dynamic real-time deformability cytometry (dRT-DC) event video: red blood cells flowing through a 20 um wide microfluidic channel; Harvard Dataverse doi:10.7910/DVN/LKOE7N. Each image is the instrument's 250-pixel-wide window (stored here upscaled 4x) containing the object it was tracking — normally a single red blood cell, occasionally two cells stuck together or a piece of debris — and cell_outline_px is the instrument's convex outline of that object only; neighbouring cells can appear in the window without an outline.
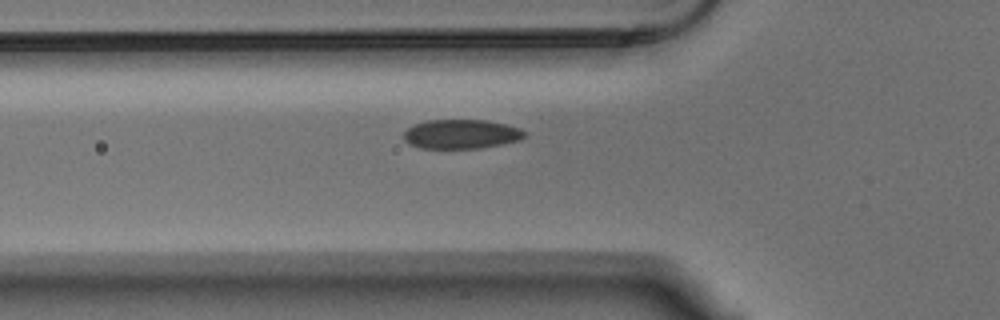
{"species": "Egyptian fruit bat (a non-hibernating species)", "species_latin": "Rousettus aegyptiacus", "temperature_condition": "warm", "stored_images_in_passage": 38, "camera_frame_rate_fps": 3000, "um_per_image_px": 0.085, "animal": {"sex": "male"}, "frame": {"image": 1, "passage_image": 2, "time_ms": 0.333, "image_size_px": [1000, 320], "cell_outline_px": [[528, 136], [520, 140], [480, 148], [420, 148], [408, 144], [404, 140], [404, 132], [408, 128], [416, 124], [428, 120], [484, 120], [504, 124], [520, 128]], "centroid_in_image_um": [39.2, 11.4], "position_along_channel_um": 86.6, "area_um2": 20.52}}
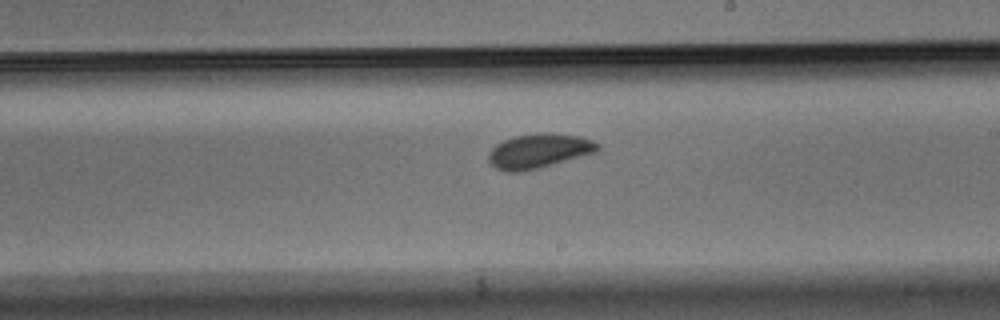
{"frame": {"image": 2, "passage_image": 15, "time_ms": 4.667, "image_size_px": [1000, 320], "cell_outline_px": [[600, 148], [596, 152], [552, 164], [536, 168], [516, 172], [508, 172], [496, 168], [488, 160], [488, 152], [496, 144], [504, 140], [516, 136], [580, 136], [592, 140], [600, 144]], "centroid_in_image_um": [45.77, 12.88], "position_along_channel_um": 243.2, "area_um2": 20.69}}
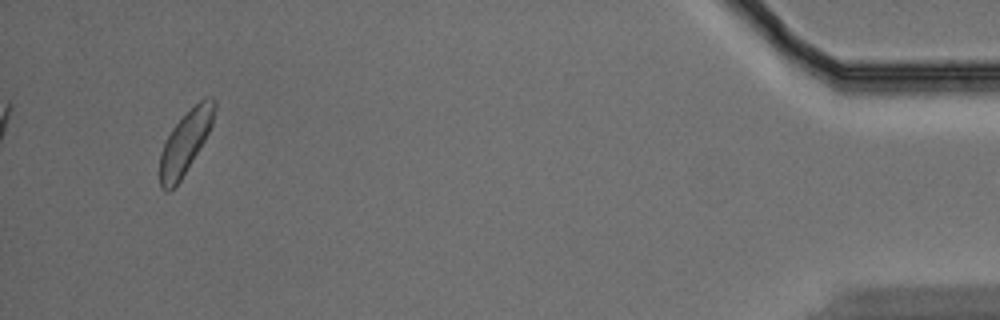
{"frame": {"image": 3, "passage_image": 36, "time_ms": 11.667, "image_size_px": [1000, 320], "cell_outline_px": [[216, 108], [212, 124], [204, 140], [180, 180], [168, 192], [164, 192], [160, 188], [160, 152], [172, 128], [204, 96], [212, 96], [216, 100]], "centroid_in_image_um": [15.76, 12.08], "position_along_channel_um": 419.4, "area_um2": 19.48}}